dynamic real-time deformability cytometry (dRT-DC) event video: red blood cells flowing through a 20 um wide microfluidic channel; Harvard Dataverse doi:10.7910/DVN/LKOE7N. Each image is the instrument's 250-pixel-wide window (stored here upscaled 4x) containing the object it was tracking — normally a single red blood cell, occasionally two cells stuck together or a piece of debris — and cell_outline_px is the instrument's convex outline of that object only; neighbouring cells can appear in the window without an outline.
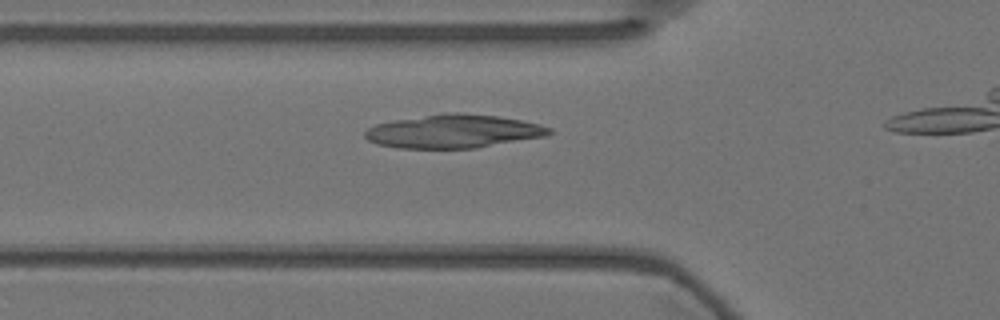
{"species": "Egyptian fruit bat (a non-hibernating species)", "species_latin": "Rousettus aegyptiacus", "temperature_condition": "warm", "stored_images_in_passage": 30, "camera_frame_rate_fps": 3000, "um_per_image_px": 0.085, "animal": {"sex": "female"}, "frame": {"image": 1, "passage_image": 18, "time_ms": 5.667, "image_size_px": [1000, 320], "cell_outline_px": [[552, 132], [548, 136], [472, 148], [396, 148], [376, 144], [368, 140], [364, 136], [364, 132], [368, 128], [376, 124], [396, 120], [444, 112], [464, 112], [496, 116], [520, 120], [540, 124], [552, 128]], "centroid_in_image_um": [38.54, 11.15], "position_along_channel_um": 87.3, "area_um2": 35.95}}
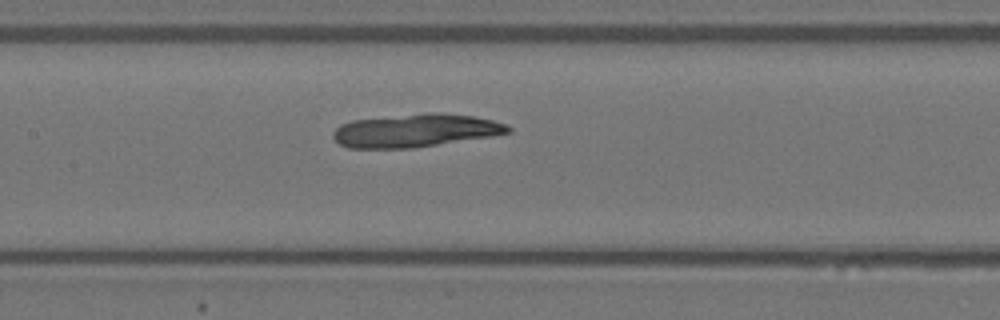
{"frame": {"image": 2, "passage_image": 25, "time_ms": 8.0, "image_size_px": [1000, 320], "cell_outline_px": [[512, 132], [492, 136], [412, 148], [348, 148], [340, 144], [332, 136], [332, 132], [340, 124], [352, 120], [432, 112], [436, 112], [472, 116], [492, 120], [508, 124], [512, 128]], "centroid_in_image_um": [35.32, 11.09], "position_along_channel_um": 172.1, "area_um2": 33.7}}
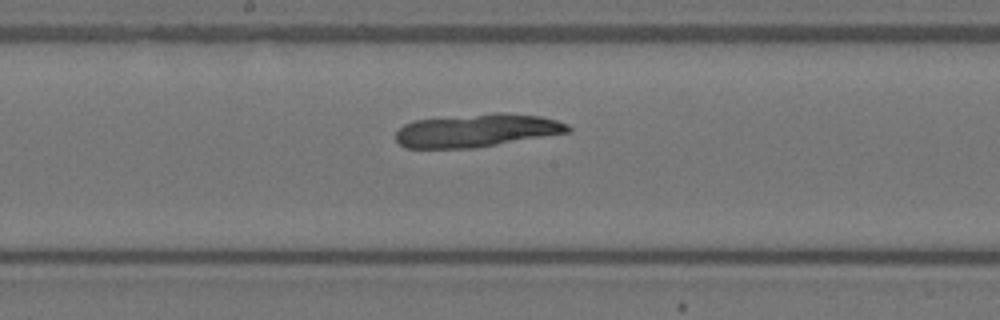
{"frame": {"image": 3, "passage_image": 28, "time_ms": 9.0, "image_size_px": [1000, 320], "cell_outline_px": [[572, 128], [568, 132], [472, 148], [404, 148], [396, 140], [396, 132], [404, 124], [412, 120], [496, 112], [504, 112], [540, 116], [556, 120], [568, 124]], "centroid_in_image_um": [40.48, 11.08], "position_along_channel_um": 207.7, "area_um2": 33.06}}